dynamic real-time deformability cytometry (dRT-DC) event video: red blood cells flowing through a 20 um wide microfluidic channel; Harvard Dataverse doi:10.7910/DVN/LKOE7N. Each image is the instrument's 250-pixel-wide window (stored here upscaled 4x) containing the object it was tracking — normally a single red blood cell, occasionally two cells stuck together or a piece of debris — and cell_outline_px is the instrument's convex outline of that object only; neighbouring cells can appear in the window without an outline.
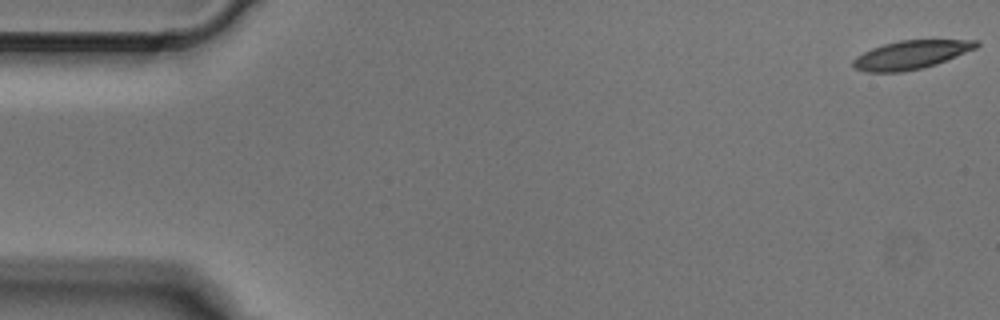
{"species": "Egyptian fruit bat (a non-hibernating species)", "species_latin": "Rousettus aegyptiacus", "temperature_condition": "cold", "stored_images_in_passage": 6, "camera_frame_rate_fps": 3000, "um_per_image_px": 0.085, "animal": {"sex": "male"}, "frame": {"image": 1, "passage_image": 1, "time_ms": 0.0, "image_size_px": [1000, 320], "cell_outline_px": [[980, 44], [976, 48], [936, 64], [924, 68], [900, 72], [864, 72], [856, 68], [852, 64], [852, 60], [856, 56], [872, 48], [884, 44], [900, 40], [980, 40]], "centroid_in_image_um": [77.42, 4.66], "position_along_channel_um": 7.6, "area_um2": 20.4}}
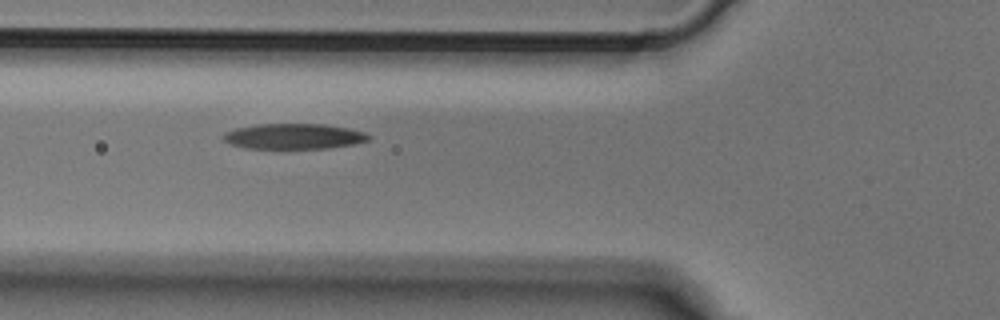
{"frame": {"image": 2, "passage_image": 5, "time_ms": 1.333, "image_size_px": [1000, 320], "cell_outline_px": [[372, 136], [368, 140], [356, 144], [328, 148], [244, 148], [232, 144], [224, 140], [224, 132], [236, 128], [256, 124], [324, 124], [348, 128], [364, 132]], "centroid_in_image_um": [25.0, 11.58], "position_along_channel_um": 100.8, "area_um2": 21.5}}
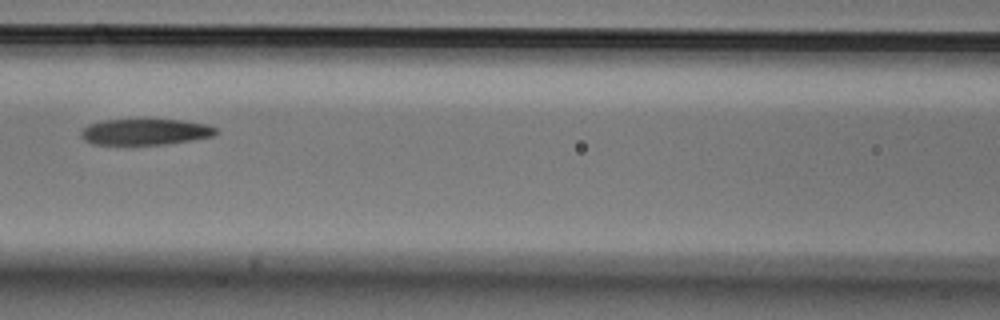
{"frame": {"image": 3, "passage_image": 6, "time_ms": 1.667, "image_size_px": [1000, 320], "cell_outline_px": [[220, 132], [212, 136], [192, 140], [168, 144], [92, 144], [84, 140], [80, 136], [80, 132], [88, 124], [104, 120], [184, 120], [208, 124], [216, 128]], "centroid_in_image_um": [12.37, 11.21], "position_along_channel_um": 154.2, "area_um2": 20.52}}